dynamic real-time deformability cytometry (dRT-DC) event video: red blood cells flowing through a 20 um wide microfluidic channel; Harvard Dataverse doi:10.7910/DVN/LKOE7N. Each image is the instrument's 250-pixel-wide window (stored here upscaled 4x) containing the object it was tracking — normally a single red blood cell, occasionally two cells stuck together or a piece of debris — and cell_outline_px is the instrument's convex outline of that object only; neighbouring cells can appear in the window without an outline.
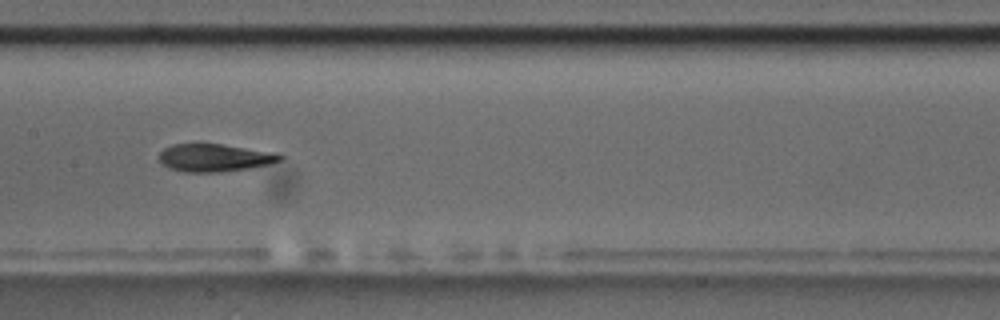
{"species": "common noctule bat (a hibernating species)", "species_latin": "Nyctalus noctula", "temperature_condition": "room temperature", "stored_images_in_passage": 6, "camera_frame_rate_fps": 3000, "um_per_image_px": 0.085, "animal": {"sex": "male", "body_mass_g": 17.5, "forearm_length_mm": 52.3}, "frame": {"image": 1, "passage_image": 4, "time_ms": 3.667, "image_size_px": [1000, 320], "cell_outline_px": [[284, 156], [280, 160], [268, 164], [248, 168], [220, 172], [184, 172], [168, 168], [160, 160], [160, 152], [164, 148], [172, 144], [220, 144], [276, 152]], "centroid_in_image_um": [18.24, 13.41], "position_along_channel_um": 189.2, "area_um2": 19.36}}
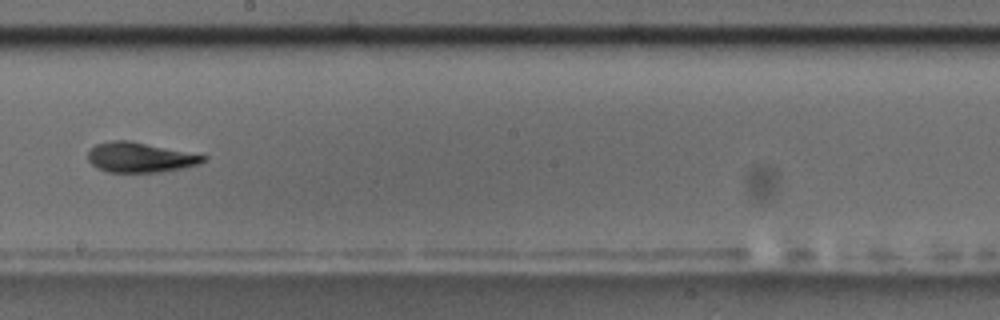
{"frame": {"image": 2, "passage_image": 5, "time_ms": 5.0, "image_size_px": [1000, 320], "cell_outline_px": [[208, 156], [200, 164], [184, 168], [160, 172], [108, 172], [96, 168], [88, 160], [88, 152], [96, 144], [112, 140], [128, 140]], "centroid_in_image_um": [11.89, 13.38], "position_along_channel_um": 236.3, "area_um2": 20.06}}
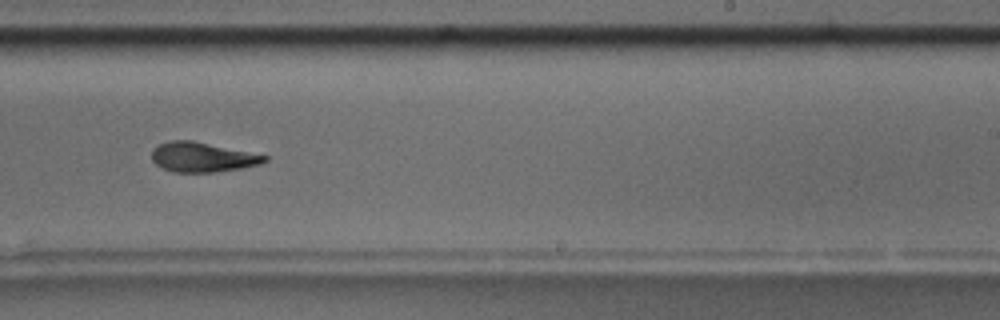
{"frame": {"image": 3, "passage_image": 6, "time_ms": 6.0, "image_size_px": [1000, 320], "cell_outline_px": [[268, 160], [260, 164], [240, 168], [216, 172], [172, 172], [156, 164], [152, 160], [152, 148], [168, 140], [192, 140], [268, 156]], "centroid_in_image_um": [17.17, 13.35], "position_along_channel_um": 271.8, "area_um2": 19.42}}